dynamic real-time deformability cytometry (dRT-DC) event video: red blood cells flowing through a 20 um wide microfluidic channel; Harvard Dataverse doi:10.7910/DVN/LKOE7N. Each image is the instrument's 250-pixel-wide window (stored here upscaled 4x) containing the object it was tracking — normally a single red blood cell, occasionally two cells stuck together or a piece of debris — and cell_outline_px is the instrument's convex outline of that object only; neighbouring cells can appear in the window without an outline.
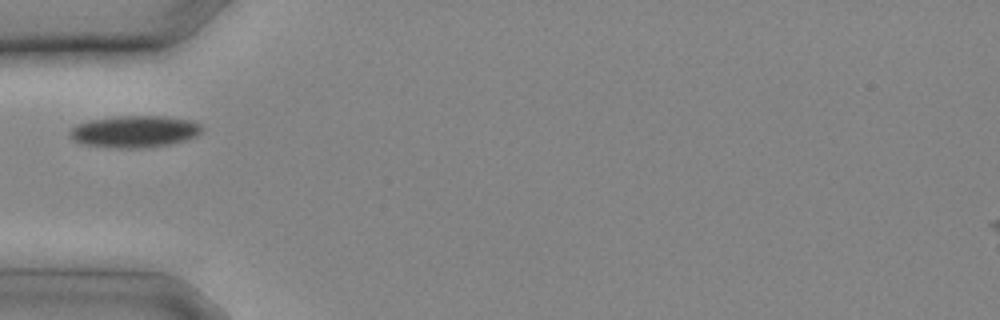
{"species": "common noctule bat (a hibernating species)", "species_latin": "Nyctalus noctula", "temperature_condition": "cold", "stored_images_in_passage": 2, "camera_frame_rate_fps": 3000, "um_per_image_px": 0.085, "animal": {"sex": "male", "body_mass_g": 20.4}, "frame": {"image": 1, "passage_image": 1, "time_ms": 0.0, "image_size_px": [1000, 320], "cell_outline_px": [[204, 128], [196, 136], [188, 140], [152, 148], [108, 148], [80, 144], [72, 140], [68, 132], [72, 128], [88, 120], [116, 116], [164, 116], [192, 120], [200, 124]], "centroid_in_image_um": [11.44, 11.2], "position_along_channel_um": 73.6, "area_um2": 25.03}}